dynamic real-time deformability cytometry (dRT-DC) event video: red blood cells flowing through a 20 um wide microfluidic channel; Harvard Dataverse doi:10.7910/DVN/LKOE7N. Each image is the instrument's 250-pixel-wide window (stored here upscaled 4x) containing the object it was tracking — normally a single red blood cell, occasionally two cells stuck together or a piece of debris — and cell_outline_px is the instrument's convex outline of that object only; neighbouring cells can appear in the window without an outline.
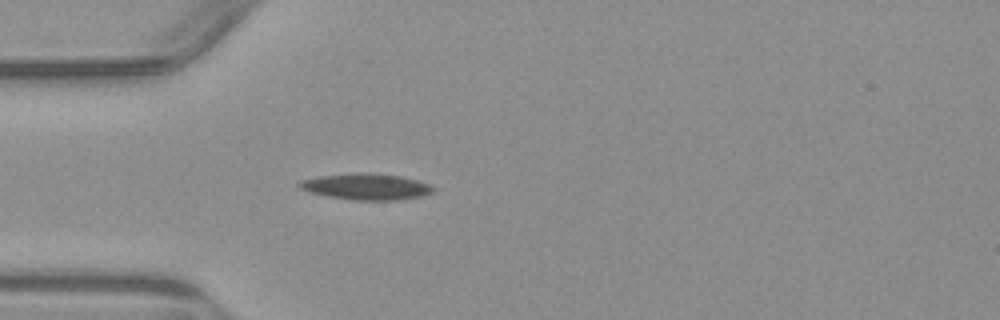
{"species": "common noctule bat (a hibernating species)", "species_latin": "Nyctalus noctula", "temperature_condition": "warm", "stored_images_in_passage": 2, "camera_frame_rate_fps": 3000, "um_per_image_px": 0.085, "animal": {"sex": "male", "body_mass_g": 23.1, "forearm_length_mm": 52.7}, "frame": {"image": 1, "passage_image": 2, "time_ms": 6.0, "image_size_px": [1000, 320], "cell_outline_px": [[436, 188], [432, 192], [424, 196], [396, 200], [352, 200], [328, 196], [312, 192], [300, 188], [296, 184], [300, 180], [320, 176], [352, 172], [368, 172], [400, 176], [416, 180], [428, 184]], "centroid_in_image_um": [31.13, 15.85], "position_along_channel_um": 53.9, "area_um2": 20.52}}